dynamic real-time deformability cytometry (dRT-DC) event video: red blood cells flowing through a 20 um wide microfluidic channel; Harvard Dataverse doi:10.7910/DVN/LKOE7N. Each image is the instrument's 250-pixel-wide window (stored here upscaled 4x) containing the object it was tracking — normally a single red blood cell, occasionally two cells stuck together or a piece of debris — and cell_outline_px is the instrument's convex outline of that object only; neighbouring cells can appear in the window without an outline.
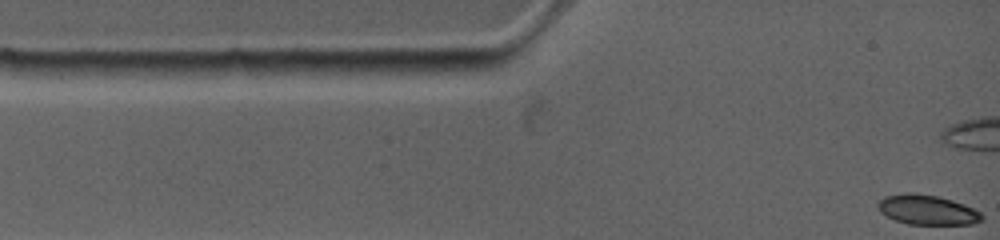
{"species": "common noctule bat (a hibernating species)", "species_latin": "Nyctalus noctula", "temperature_condition": "warm", "stored_images_in_passage": 27, "camera_frame_rate_fps": 4500, "um_per_image_px": 0.085, "animal": {"sex": "female", "body_mass_g": 19.0, "forearm_length_mm": 53.3}, "frame": {"image": 1, "passage_image": 1, "time_ms": 0.0, "image_size_px": [1000, 240], "cell_outline_px": [[984, 220], [972, 224], [908, 224], [896, 220], [880, 212], [876, 208], [876, 204], [884, 196], [936, 196], [952, 200], [964, 204], [980, 212], [984, 216]], "centroid_in_image_um": [78.87, 17.89], "position_along_channel_um": 6.1, "area_um2": 17.28}, "authors_computed_cell_mechanics": {"area_um2": 19.4208, "velocity_mm_per_s": 3.8407, "shape_relaxation_time_tau1_ms": 7.3866, "shape_relaxation_time_tau2_ms": 3.2306, "deformation_change_tau1": 0.191, "deformation_change_tau2": 0.029}}